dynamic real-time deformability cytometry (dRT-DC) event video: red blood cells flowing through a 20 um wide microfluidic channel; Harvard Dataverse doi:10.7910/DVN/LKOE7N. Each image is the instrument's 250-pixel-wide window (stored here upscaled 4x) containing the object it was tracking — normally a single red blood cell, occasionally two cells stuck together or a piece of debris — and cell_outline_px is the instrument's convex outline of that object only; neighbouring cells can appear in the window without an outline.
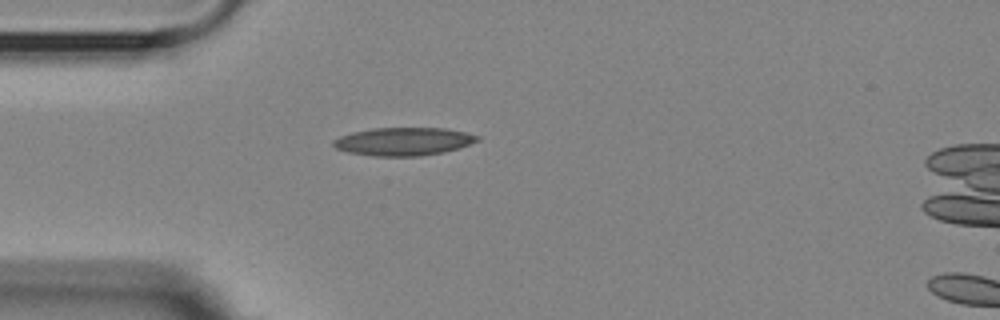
{"species": "Egyptian fruit bat (a non-hibernating species)", "species_latin": "Rousettus aegyptiacus", "temperature_condition": "room temperature", "stored_images_in_passage": 2, "camera_frame_rate_fps": 3000, "um_per_image_px": 0.085, "animal": {"sex": "female"}, "frame": {"image": 1, "passage_image": 1, "time_ms": 0.0, "image_size_px": [1000, 320], "cell_outline_px": [[480, 140], [444, 152], [420, 156], [376, 156], [348, 152], [336, 148], [332, 144], [332, 140], [340, 136], [352, 132], [372, 128], [444, 128], [464, 132], [480, 136]], "centroid_in_image_um": [34.27, 12.02], "position_along_channel_um": 50.7, "area_um2": 23.41}}